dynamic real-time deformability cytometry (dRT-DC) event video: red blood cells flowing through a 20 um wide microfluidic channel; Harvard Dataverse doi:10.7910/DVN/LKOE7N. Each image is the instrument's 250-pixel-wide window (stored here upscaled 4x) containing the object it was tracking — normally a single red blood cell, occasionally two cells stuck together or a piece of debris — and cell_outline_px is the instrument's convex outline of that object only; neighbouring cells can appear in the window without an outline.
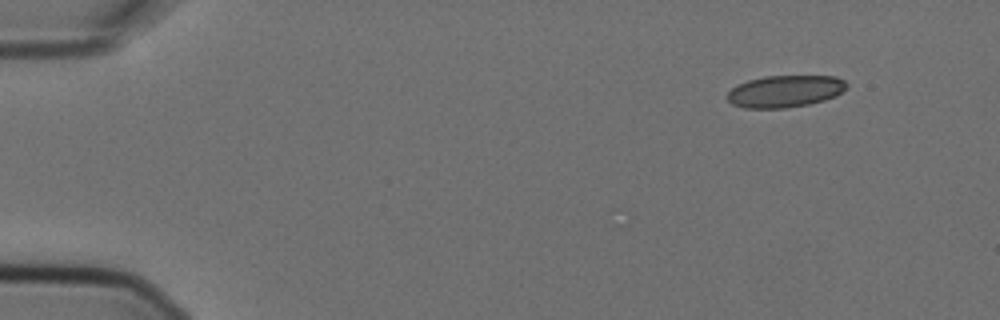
{"species": "Egyptian fruit bat (a non-hibernating species)", "species_latin": "Rousettus aegyptiacus", "temperature_condition": "cold", "stored_images_in_passage": 4, "camera_frame_rate_fps": 3000, "um_per_image_px": 0.085, "animal": {"sex": "female"}, "frame": {"image": 1, "passage_image": 1, "time_ms": 0.0, "image_size_px": [1000, 320], "cell_outline_px": [[848, 84], [836, 96], [824, 100], [808, 104], [784, 108], [744, 108], [732, 104], [724, 96], [736, 84], [748, 80], [764, 76], [836, 76], [844, 80]], "centroid_in_image_um": [66.68, 7.75], "position_along_channel_um": 18.3, "area_um2": 22.31}}
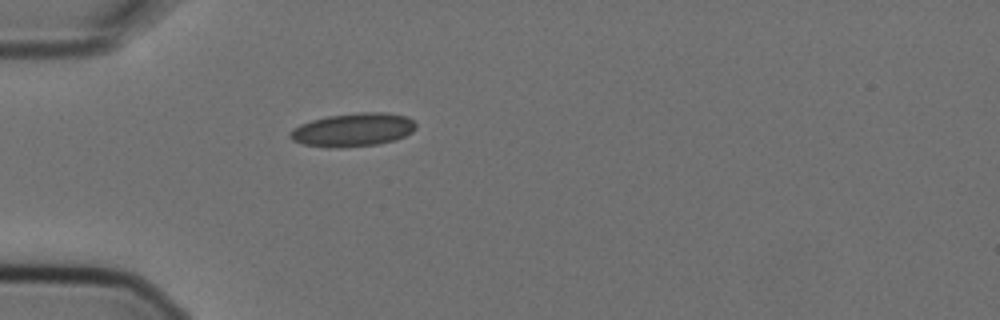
{"frame": {"image": 2, "passage_image": 4, "time_ms": 1.0, "image_size_px": [1000, 320], "cell_outline_px": [[416, 128], [412, 132], [396, 140], [376, 144], [340, 148], [328, 148], [304, 144], [292, 140], [288, 136], [288, 132], [292, 128], [300, 124], [312, 120], [328, 116], [360, 112], [384, 112], [404, 116], [412, 120], [416, 124]], "centroid_in_image_um": [29.97, 11.04], "position_along_channel_um": 55.0, "area_um2": 24.57}}